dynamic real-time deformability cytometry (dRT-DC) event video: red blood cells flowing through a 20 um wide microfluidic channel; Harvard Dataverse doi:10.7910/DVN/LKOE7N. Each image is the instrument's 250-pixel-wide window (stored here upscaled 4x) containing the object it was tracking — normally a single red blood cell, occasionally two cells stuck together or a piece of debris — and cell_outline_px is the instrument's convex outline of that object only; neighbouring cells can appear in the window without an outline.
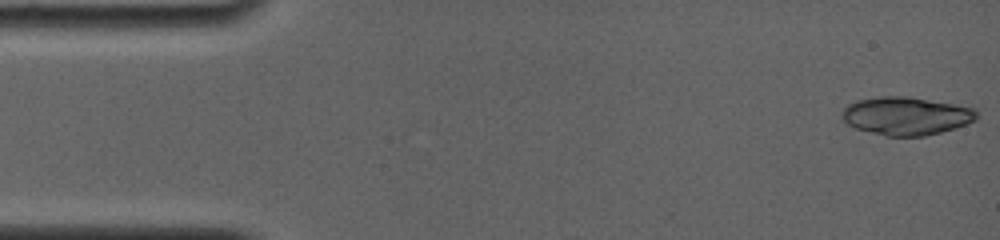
{"species": "common noctule bat (a hibernating species)", "species_latin": "Nyctalus noctula", "temperature_condition": "room temperature", "stored_images_in_passage": 12, "camera_frame_rate_fps": 4000, "um_per_image_px": 0.085, "animal": {"sex": "female", "body_mass_g": 19.0, "forearm_length_mm": 56.7}, "frame": {"image": 1, "passage_image": 1, "time_ms": 0.0, "image_size_px": [1000, 240], "cell_outline_px": [[976, 120], [968, 124], [940, 132], [924, 136], [888, 136], [856, 128], [848, 124], [840, 116], [844, 108], [848, 104], [856, 100], [880, 96], [908, 96], [976, 108]], "centroid_in_image_um": [77.02, 9.84], "position_along_channel_um": 8.0, "area_um2": 29.82}}